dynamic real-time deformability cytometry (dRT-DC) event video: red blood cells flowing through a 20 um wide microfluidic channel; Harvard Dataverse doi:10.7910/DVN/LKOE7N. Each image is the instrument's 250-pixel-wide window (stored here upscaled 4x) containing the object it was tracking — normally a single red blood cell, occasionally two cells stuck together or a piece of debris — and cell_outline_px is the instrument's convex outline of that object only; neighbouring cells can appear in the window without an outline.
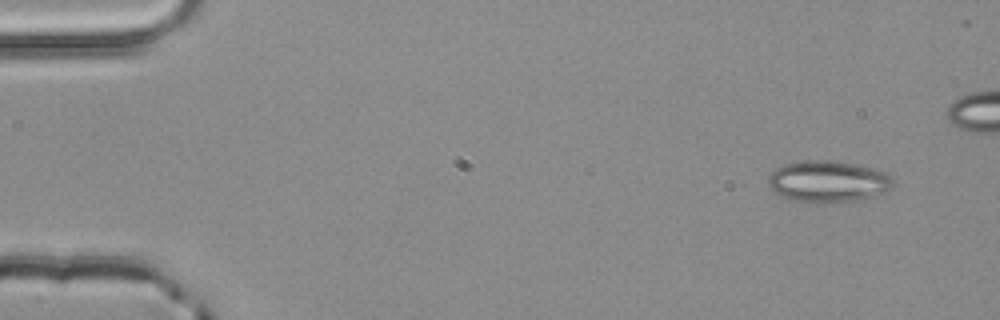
{"species": "common noctule bat (a hibernating species)", "species_latin": "Nyctalus noctula", "temperature_condition": "room temperature", "stored_images_in_passage": 4, "camera_frame_rate_fps": 3000, "um_per_image_px": 0.085, "animal": {"sex": "male", "body_mass_g": 20.4}, "frame": {"image": 1, "passage_image": 1, "time_ms": 0.0, "image_size_px": [1000, 320], "cell_outline_px": [[892, 188], [868, 196], [852, 200], [820, 204], [816, 204], [788, 200], [780, 196], [768, 184], [768, 176], [776, 168], [784, 164], [804, 160], [828, 160], [852, 164], [872, 168], [884, 172], [892, 180]], "centroid_in_image_um": [70.28, 15.43], "position_along_channel_um": 14.7, "area_um2": 29.88}}